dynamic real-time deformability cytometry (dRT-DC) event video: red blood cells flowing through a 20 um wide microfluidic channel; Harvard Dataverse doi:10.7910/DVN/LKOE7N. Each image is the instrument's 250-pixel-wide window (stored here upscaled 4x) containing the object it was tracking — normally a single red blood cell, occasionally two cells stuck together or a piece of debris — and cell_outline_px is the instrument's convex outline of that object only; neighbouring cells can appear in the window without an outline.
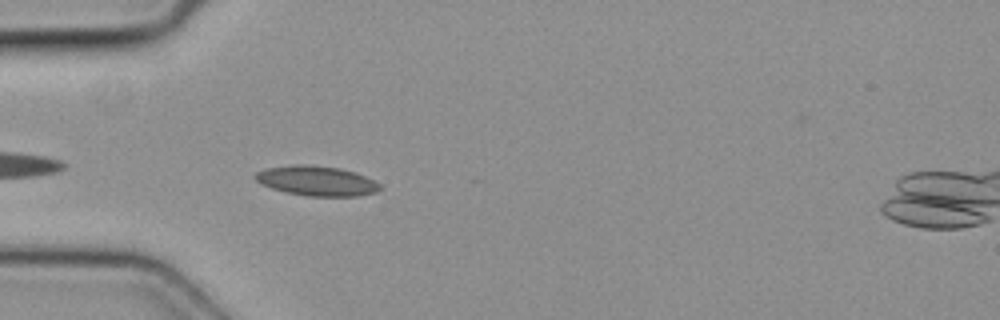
{"species": "common noctule bat (a hibernating species)", "species_latin": "Nyctalus noctula", "temperature_condition": "cold", "stored_images_in_passage": 1, "camera_frame_rate_fps": 3000, "um_per_image_px": 0.085, "animal": {"sex": "female", "body_mass_g": 19.3, "forearm_length_mm": 54.1}, "frame": {"image": 1, "passage_image": 1, "time_ms": 0.0, "image_size_px": [1000, 320], "cell_outline_px": [[384, 188], [376, 192], [360, 196], [308, 196], [284, 192], [260, 184], [252, 176], [256, 172], [264, 168], [292, 164], [304, 164], [340, 168], [356, 172], [380, 184]], "centroid_in_image_um": [26.89, 15.37], "position_along_channel_um": 58.1, "area_um2": 21.96}}